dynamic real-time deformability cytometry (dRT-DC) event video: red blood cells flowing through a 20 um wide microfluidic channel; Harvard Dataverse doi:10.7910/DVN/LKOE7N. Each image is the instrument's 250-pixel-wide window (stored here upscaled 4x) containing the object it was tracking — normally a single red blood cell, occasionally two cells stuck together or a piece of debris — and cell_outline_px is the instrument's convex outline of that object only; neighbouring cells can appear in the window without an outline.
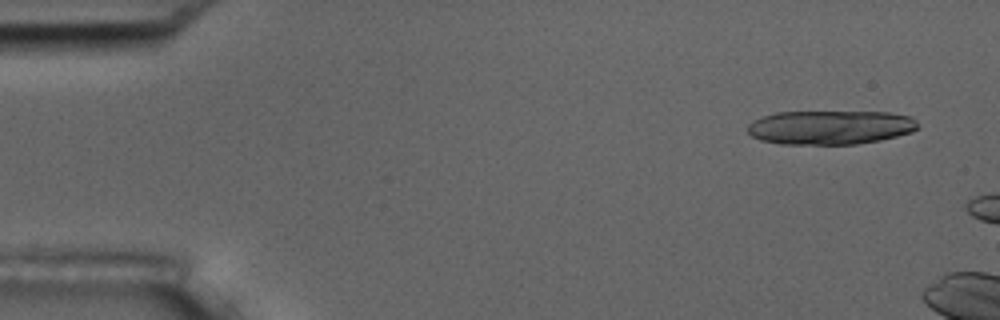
{"species": "common noctule bat (a hibernating species)", "species_latin": "Nyctalus noctula", "temperature_condition": "room temperature", "stored_images_in_passage": 3, "camera_frame_rate_fps": 3000, "um_per_image_px": 0.085, "animal": {"sex": "male", "body_mass_g": 17.5, "forearm_length_mm": 52.3}, "frame": {"image": 1, "passage_image": 1, "time_ms": 0.0, "image_size_px": [1000, 320], "cell_outline_px": [[920, 128], [912, 132], [880, 140], [856, 144], [780, 144], [760, 140], [752, 136], [748, 132], [748, 124], [752, 120], [776, 112], [888, 112], [912, 116], [920, 124]], "centroid_in_image_um": [70.6, 10.82], "position_along_channel_um": 14.4, "area_um2": 34.04}}